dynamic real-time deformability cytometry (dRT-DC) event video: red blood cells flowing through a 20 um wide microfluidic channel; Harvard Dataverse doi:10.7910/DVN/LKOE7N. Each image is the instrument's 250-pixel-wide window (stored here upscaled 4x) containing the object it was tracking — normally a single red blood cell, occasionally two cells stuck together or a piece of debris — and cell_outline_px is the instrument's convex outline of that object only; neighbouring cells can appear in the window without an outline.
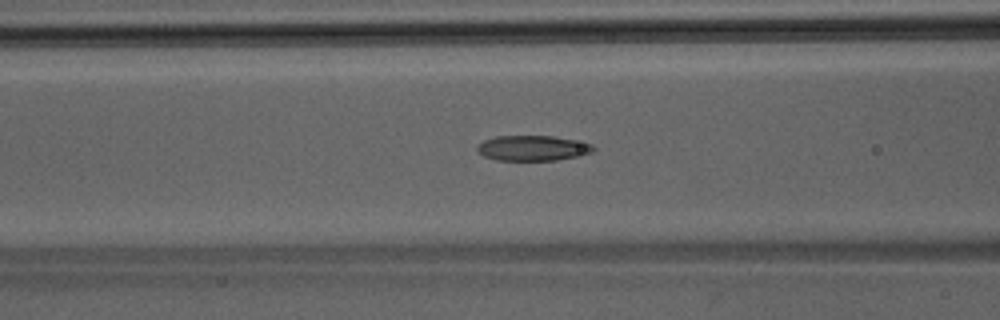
{"species": "Egyptian fruit bat (a non-hibernating species)", "species_latin": "Rousettus aegyptiacus", "temperature_condition": "room temperature", "stored_images_in_passage": 40, "camera_frame_rate_fps": 3000, "um_per_image_px": 0.085, "animal": {"sex": "male"}, "frame": {"image": 1, "passage_image": 13, "time_ms": 4.0, "image_size_px": [1000, 320], "cell_outline_px": [[596, 148], [592, 152], [576, 156], [556, 160], [496, 160], [484, 156], [476, 152], [476, 144], [484, 140], [496, 136], [552, 136], [592, 144]], "centroid_in_image_um": [45.21, 12.59], "position_along_channel_um": 121.4, "area_um2": 17.05}}
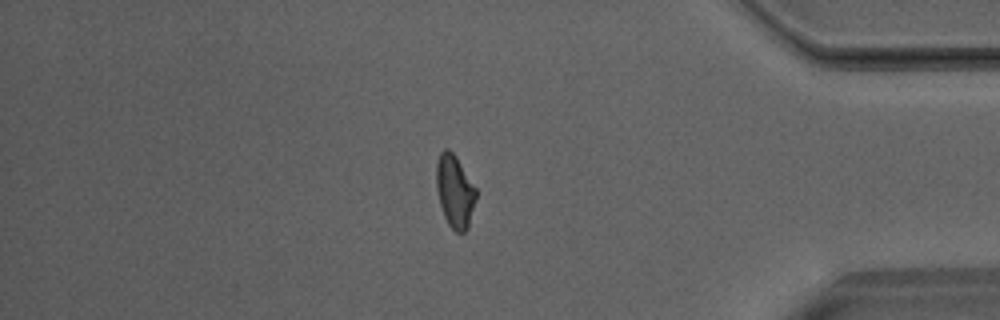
{"frame": {"image": 2, "passage_image": 33, "time_ms": 10.667, "image_size_px": [1000, 320], "cell_outline_px": [[476, 196], [468, 228], [464, 232], [456, 232], [448, 224], [444, 216], [440, 204], [436, 188], [436, 164], [440, 152], [444, 148], [448, 148], [456, 156], [476, 188]], "centroid_in_image_um": [38.64, 16.24], "position_along_channel_um": 396.6, "area_um2": 16.76}}
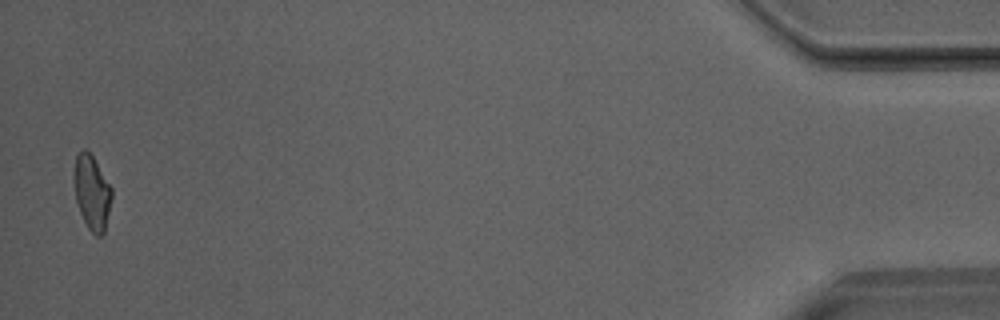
{"frame": {"image": 3, "passage_image": 39, "time_ms": 12.667, "image_size_px": [1000, 320], "cell_outline_px": [[112, 196], [104, 232], [100, 236], [96, 236], [88, 228], [80, 212], [76, 200], [72, 176], [76, 156], [84, 148], [92, 156], [112, 188]], "centroid_in_image_um": [7.79, 16.35], "position_along_channel_um": 427.4, "area_um2": 16.24}}